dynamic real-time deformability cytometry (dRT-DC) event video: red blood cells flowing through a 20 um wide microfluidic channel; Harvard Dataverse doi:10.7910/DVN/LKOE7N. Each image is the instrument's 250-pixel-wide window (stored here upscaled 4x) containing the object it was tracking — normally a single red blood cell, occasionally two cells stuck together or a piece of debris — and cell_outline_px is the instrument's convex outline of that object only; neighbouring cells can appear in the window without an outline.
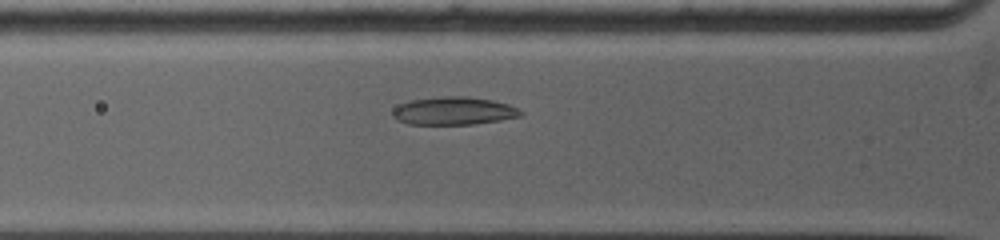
{"species": "common noctule bat (a hibernating species)", "species_latin": "Nyctalus noctula", "temperature_condition": "warm", "stored_images_in_passage": 29, "camera_frame_rate_fps": 5000, "um_per_image_px": 0.085, "animal": {"sex": "female", "body_mass_g": 19.0, "forearm_length_mm": 53.3}, "frame": {"image": 1, "passage_image": 8, "time_ms": 3.0, "image_size_px": [1000, 240], "cell_outline_px": [[524, 112], [520, 116], [500, 120], [476, 124], [408, 124], [396, 120], [392, 116], [392, 108], [400, 104], [412, 100], [440, 96], [468, 96], [492, 100], [508, 104]], "centroid_in_image_um": [38.53, 9.42], "position_along_channel_um": 87.3, "area_um2": 20.92}}
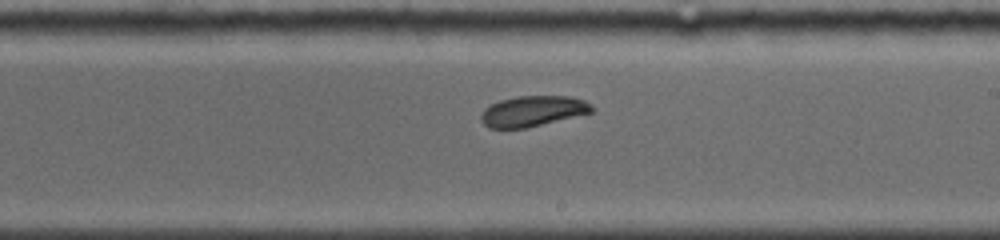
{"frame": {"image": 2, "passage_image": 17, "time_ms": 7.0, "image_size_px": [1000, 240], "cell_outline_px": [[596, 108], [592, 112], [528, 128], [488, 128], [480, 120], [480, 116], [484, 108], [500, 100], [516, 96], [572, 96], [584, 100], [592, 104]], "centroid_in_image_um": [45.3, 9.44], "position_along_channel_um": 243.7, "area_um2": 19.94}}
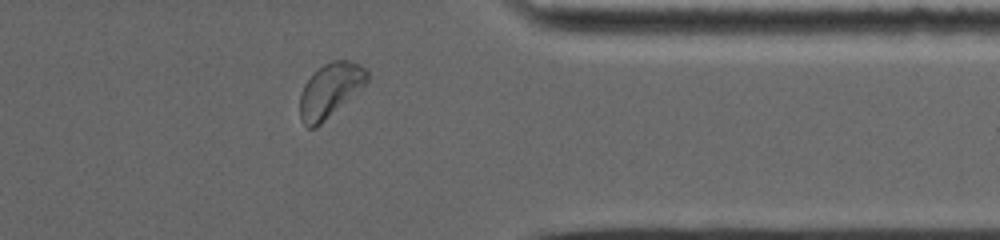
{"frame": {"image": 3, "passage_image": 26, "time_ms": 10.8, "image_size_px": [1000, 240], "cell_outline_px": [[368, 80], [364, 88], [316, 128], [308, 128], [300, 120], [300, 92], [304, 84], [312, 72], [324, 64], [332, 60], [348, 60], [360, 64], [368, 72]], "centroid_in_image_um": [28.07, 7.68], "position_along_channel_um": 383.3, "area_um2": 21.68}, "authors_computed_cell_mechanics": {"area_um2": 20.9236, "velocity_mm_per_s": 3.9214, "shape_relaxation_time_tau1_ms": 2.7465, "shape_relaxation_time_tau2_ms": null, "deformation_change_tau1": 0.077, "deformation_change_tau2": null}}